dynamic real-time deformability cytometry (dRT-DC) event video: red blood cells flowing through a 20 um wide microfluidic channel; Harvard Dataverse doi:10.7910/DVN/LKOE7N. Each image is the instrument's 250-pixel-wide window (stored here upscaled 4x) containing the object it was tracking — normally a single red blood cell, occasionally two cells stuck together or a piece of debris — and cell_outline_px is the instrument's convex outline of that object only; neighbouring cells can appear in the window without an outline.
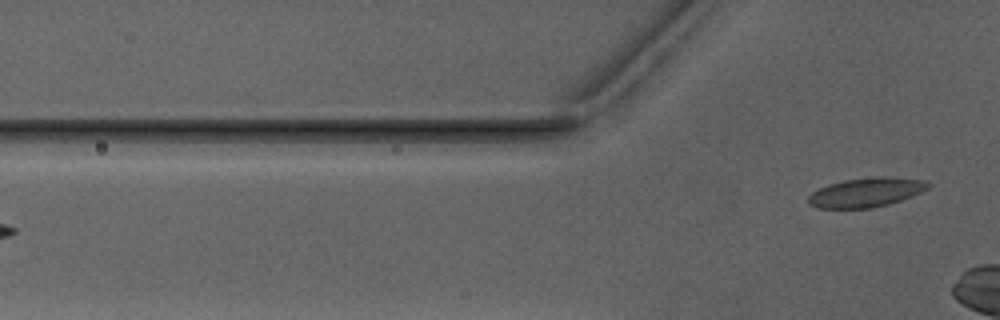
{"species": "Egyptian fruit bat (a non-hibernating species)", "species_latin": "Rousettus aegyptiacus", "temperature_condition": "warm", "stored_images_in_passage": 3, "camera_frame_rate_fps": 3000, "um_per_image_px": 0.085, "animal": {"sex": "male"}, "frame": {"image": 1, "passage_image": 3, "time_ms": 2.333, "image_size_px": [1000, 320], "cell_outline_px": [[932, 184], [928, 188], [912, 196], [888, 204], [872, 208], [816, 208], [808, 204], [808, 196], [812, 192], [828, 184], [844, 180], [884, 176], [888, 176], [924, 180]], "centroid_in_image_um": [73.61, 16.35], "position_along_channel_um": 52.2, "area_um2": 20.4}}